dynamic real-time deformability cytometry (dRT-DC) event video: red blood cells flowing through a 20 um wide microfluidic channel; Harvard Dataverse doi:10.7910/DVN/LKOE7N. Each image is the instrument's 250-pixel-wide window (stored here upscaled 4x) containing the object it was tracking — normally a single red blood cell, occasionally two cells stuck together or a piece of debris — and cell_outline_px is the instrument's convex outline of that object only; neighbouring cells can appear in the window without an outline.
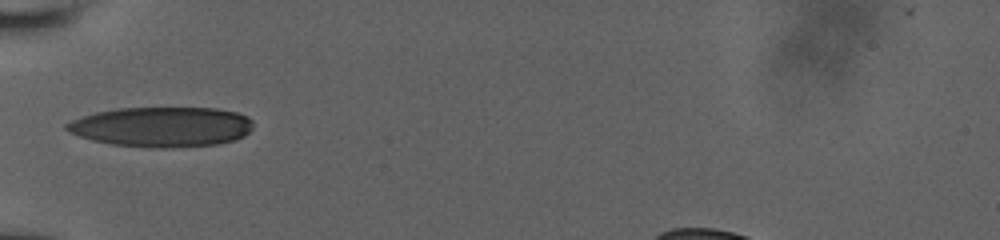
{"species": "human", "species_latin": "Homo sapiens", "temperature_condition": "room temperature", "stored_images_in_passage": 8, "camera_frame_rate_fps": 3000, "um_per_image_px": 0.085, "donor": {"sex": "male"}, "frame": {"image": 1, "passage_image": 1, "time_ms": 0.0, "image_size_px": [1000, 240], "cell_outline_px": [[252, 128], [244, 136], [236, 140], [216, 144], [168, 148], [152, 148], [112, 144], [92, 140], [68, 132], [64, 128], [64, 124], [72, 120], [96, 112], [116, 108], [216, 108], [236, 112], [248, 116], [252, 120]], "centroid_in_image_um": [13.75, 10.78], "position_along_channel_um": 71.2, "area_um2": 43.64}}
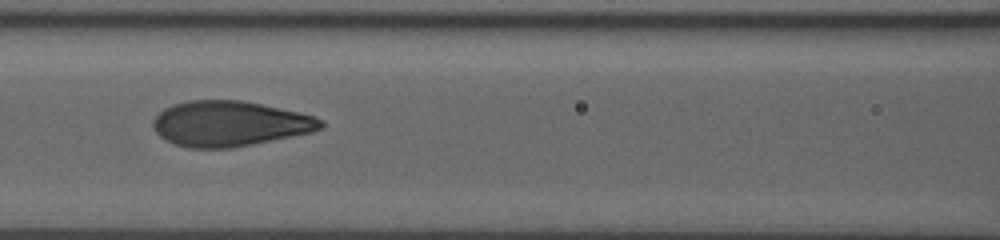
{"frame": {"image": 2, "passage_image": 3, "time_ms": 2.0, "image_size_px": [1000, 240], "cell_outline_px": [[324, 128], [312, 132], [232, 148], [188, 148], [164, 140], [152, 128], [152, 120], [164, 108], [172, 104], [188, 100], [244, 100], [300, 112], [324, 120]], "centroid_in_image_um": [19.51, 10.5], "position_along_channel_um": 147.1, "area_um2": 44.56}}
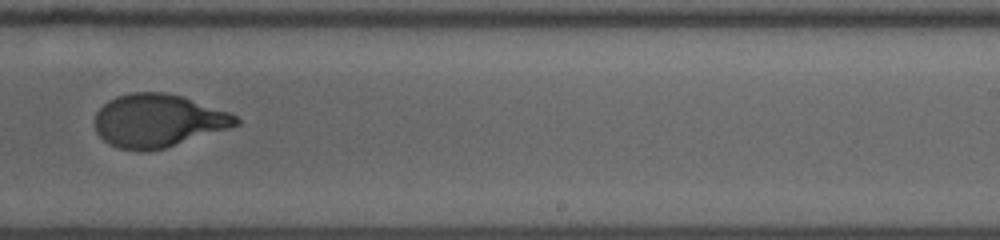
{"frame": {"image": 3, "passage_image": 7, "time_ms": 5.333, "image_size_px": [1000, 240], "cell_outline_px": [[240, 124], [228, 128], [164, 148], [148, 152], [140, 152], [120, 148], [108, 144], [96, 132], [92, 120], [96, 112], [108, 100], [116, 96], [132, 92], [164, 92], [184, 96], [232, 112], [240, 120]], "centroid_in_image_um": [13.41, 10.25], "position_along_channel_um": 275.6, "area_um2": 44.1}}